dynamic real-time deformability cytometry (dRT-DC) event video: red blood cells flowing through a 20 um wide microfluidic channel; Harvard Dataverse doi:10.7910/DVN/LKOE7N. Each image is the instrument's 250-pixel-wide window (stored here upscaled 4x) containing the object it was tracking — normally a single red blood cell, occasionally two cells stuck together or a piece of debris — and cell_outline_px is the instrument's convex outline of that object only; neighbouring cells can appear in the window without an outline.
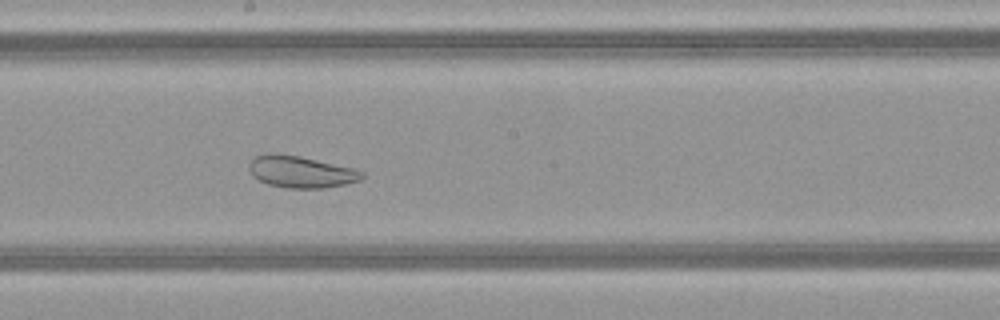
{"species": "common noctule bat (a hibernating species)", "species_latin": "Nyctalus noctula", "temperature_condition": "warm", "stored_images_in_passage": 46, "segment_of_instrument_passage": [1, 2], "camera_frame_rate_fps": 3000, "um_per_image_px": 0.085, "animal": {"sex": "female", "body_mass_g": 21.9}, "frame": {"image": 1, "passage_image": 23, "time_ms": 7.333, "image_size_px": [1000, 320], "cell_outline_px": [[364, 176], [360, 180], [344, 184], [324, 188], [288, 188], [268, 184], [252, 176], [248, 168], [248, 164], [256, 156], [276, 152], [300, 156], [356, 168], [364, 172]], "centroid_in_image_um": [25.59, 14.59], "position_along_channel_um": 222.6, "area_um2": 21.04}}
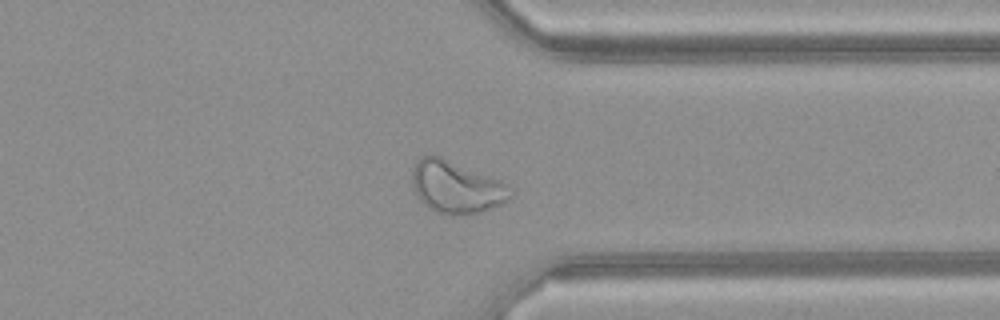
{"frame": {"image": 2, "passage_image": 34, "time_ms": 11.0, "image_size_px": [1000, 320], "cell_outline_px": [[512, 196], [508, 200], [500, 204], [480, 212], [452, 216], [436, 212], [428, 208], [416, 196], [412, 184], [412, 168], [416, 160], [420, 156], [440, 156], [500, 180], [508, 184], [512, 192]], "centroid_in_image_um": [38.75, 15.91], "position_along_channel_um": 372.6, "area_um2": 30.0}}
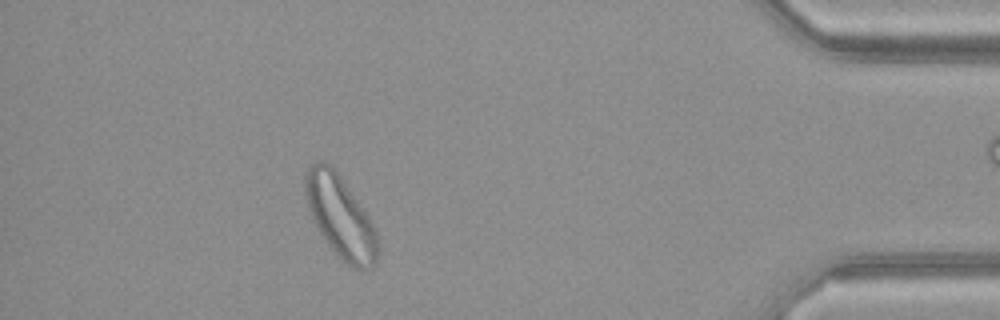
{"frame": {"image": 3, "passage_image": 40, "time_ms": 13.0, "image_size_px": [1000, 320], "cell_outline_px": [[376, 264], [372, 268], [364, 272], [352, 268], [336, 256], [324, 240], [308, 208], [304, 196], [304, 176], [308, 168], [316, 160], [324, 160], [336, 168], [368, 216], [376, 232]], "centroid_in_image_um": [28.9, 18.41], "position_along_channel_um": 406.3, "area_um2": 34.97}}